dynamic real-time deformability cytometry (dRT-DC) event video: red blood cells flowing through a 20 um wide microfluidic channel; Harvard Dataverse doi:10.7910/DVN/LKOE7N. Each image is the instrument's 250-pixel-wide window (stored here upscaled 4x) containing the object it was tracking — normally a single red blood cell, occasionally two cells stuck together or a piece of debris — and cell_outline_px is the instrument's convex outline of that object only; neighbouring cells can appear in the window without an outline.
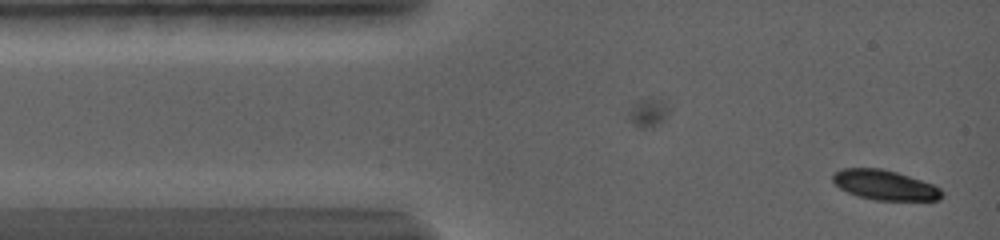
{"species": "common noctule bat (a hibernating species)", "species_latin": "Nyctalus noctula", "temperature_condition": "warm", "stored_images_in_passage": 29, "camera_frame_rate_fps": 5000, "um_per_image_px": 0.085, "animal": {"sex": "female", "body_mass_g": 19.0, "forearm_length_mm": 56.7}, "frame": {"image": 1, "passage_image": 1, "time_ms": 0.0, "image_size_px": [1000, 240], "cell_outline_px": [[944, 196], [940, 200], [876, 200], [856, 196], [840, 188], [832, 180], [832, 176], [840, 168], [880, 168], [896, 172], [932, 184], [940, 188], [944, 192]], "centroid_in_image_um": [75.22, 15.73], "position_along_channel_um": 9.8, "area_um2": 18.96}}
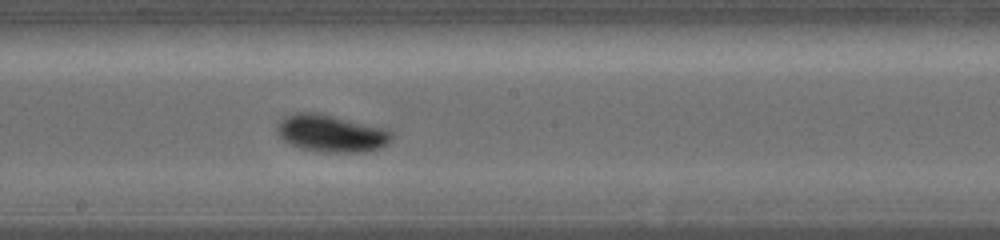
{"frame": {"image": 2, "passage_image": 16, "time_ms": 7.6, "image_size_px": [1000, 240], "cell_outline_px": [[396, 132], [392, 140], [388, 144], [380, 148], [364, 152], [320, 152], [300, 148], [288, 144], [276, 132], [276, 128], [280, 120], [284, 116], [292, 112], [320, 112], [388, 128]], "centroid_in_image_um": [28.2, 11.32], "position_along_channel_um": 220.0, "area_um2": 25.72}}
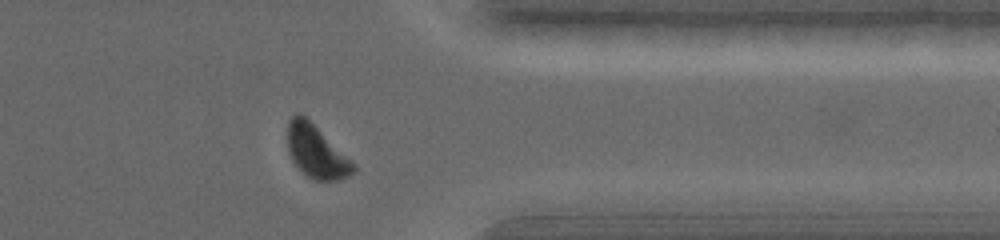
{"frame": {"image": 3, "passage_image": 26, "time_ms": 12.4, "image_size_px": [1000, 240], "cell_outline_px": [[356, 172], [340, 180], [312, 180], [304, 176], [292, 160], [288, 152], [288, 120], [296, 112], [300, 112], [352, 160], [356, 164]], "centroid_in_image_um": [26.89, 12.91], "position_along_channel_um": 384.5, "area_um2": 20.4}, "authors_computed_cell_mechanics": {"area_um2": 21.9062, "velocity_mm_per_s": 3.5673, "shape_relaxation_time_tau1_ms": 2.3347, "shape_relaxation_time_tau2_ms": null, "deformation_change_tau1": 0.145, "deformation_change_tau2": null}}